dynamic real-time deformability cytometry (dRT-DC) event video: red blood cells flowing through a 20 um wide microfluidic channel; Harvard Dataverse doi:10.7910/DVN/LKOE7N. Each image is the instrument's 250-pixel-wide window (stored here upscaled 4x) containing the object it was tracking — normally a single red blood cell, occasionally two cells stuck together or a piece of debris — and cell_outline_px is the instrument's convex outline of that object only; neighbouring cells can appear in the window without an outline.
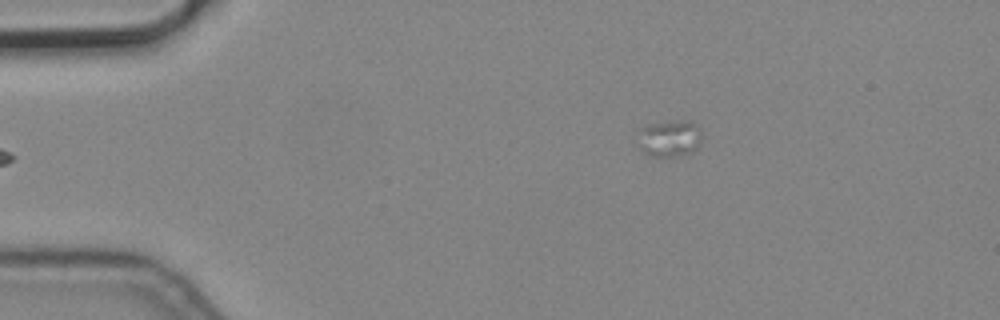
{"species": "common noctule bat (a hibernating species)", "species_latin": "Nyctalus noctula", "temperature_condition": "cold", "stored_images_in_passage": 2, "segment_of_instrument_passage": [2, 2], "camera_frame_rate_fps": 3000, "um_per_image_px": 0.085, "animal": {"sex": "male", "body_mass_g": 19.2, "forearm_length_mm": 51.8}, "frame": {"image": 1, "passage_image": 2, "time_ms": 0.333, "image_size_px": [1000, 320], "cell_outline_px": [[700, 144], [692, 152], [680, 156], [652, 156], [644, 152], [640, 148], [640, 128], [648, 124], [680, 120], [688, 120], [696, 124], [700, 128]], "centroid_in_image_um": [56.94, 11.75], "position_along_channel_um": 28.1, "area_um2": 13.58}}